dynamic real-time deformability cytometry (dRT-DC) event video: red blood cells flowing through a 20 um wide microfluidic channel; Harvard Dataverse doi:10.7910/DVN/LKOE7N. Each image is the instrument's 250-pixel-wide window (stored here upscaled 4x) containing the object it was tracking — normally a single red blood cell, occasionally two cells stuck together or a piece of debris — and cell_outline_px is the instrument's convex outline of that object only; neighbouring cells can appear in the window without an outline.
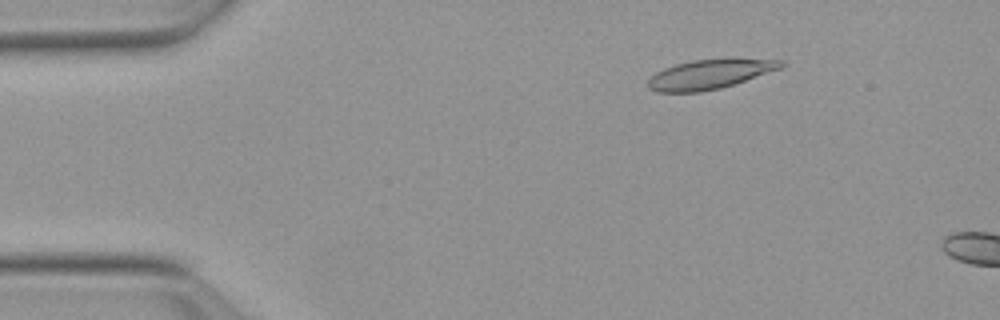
{"species": "Egyptian fruit bat (a non-hibernating species)", "species_latin": "Rousettus aegyptiacus", "temperature_condition": "warm", "stored_images_in_passage": 11, "camera_frame_rate_fps": 3000, "um_per_image_px": 0.085, "animal": {"sex": "female"}, "frame": {"image": 1, "passage_image": 8, "time_ms": 2.333, "image_size_px": [1000, 320], "cell_outline_px": [[788, 64], [780, 68], [720, 88], [700, 92], [656, 92], [648, 88], [648, 80], [656, 72], [664, 68], [676, 64], [692, 60], [784, 60]], "centroid_in_image_um": [60.25, 6.33], "position_along_channel_um": 24.8, "area_um2": 22.08}}